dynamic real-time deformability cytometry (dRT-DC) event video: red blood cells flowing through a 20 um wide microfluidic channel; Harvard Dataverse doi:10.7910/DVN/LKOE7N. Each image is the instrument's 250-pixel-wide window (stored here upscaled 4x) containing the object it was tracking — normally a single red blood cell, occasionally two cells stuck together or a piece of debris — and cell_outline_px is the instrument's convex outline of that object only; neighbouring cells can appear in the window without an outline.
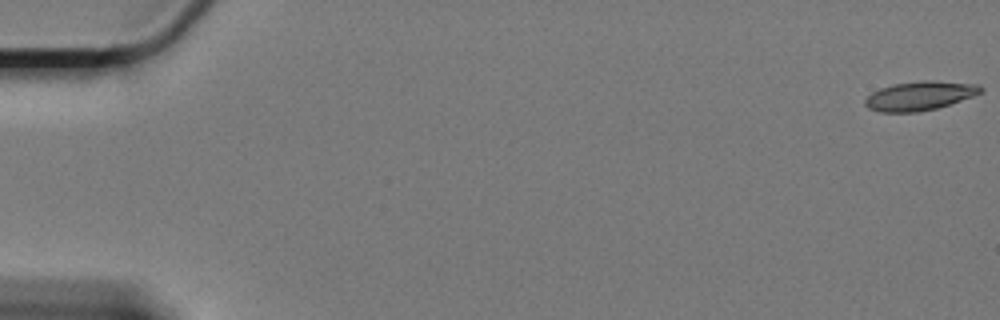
{"species": "Egyptian fruit bat (a non-hibernating species)", "species_latin": "Rousettus aegyptiacus", "temperature_condition": "cold", "stored_images_in_passage": 10, "camera_frame_rate_fps": 3000, "um_per_image_px": 0.085, "animal": {"sex": "female"}, "frame": {"image": 1, "passage_image": 1, "time_ms": 0.0, "image_size_px": [1000, 320], "cell_outline_px": [[984, 92], [936, 108], [920, 112], [880, 112], [868, 108], [864, 104], [864, 100], [872, 92], [880, 88], [896, 84], [924, 80], [932, 80], [980, 84], [984, 88]], "centroid_in_image_um": [78.2, 8.14], "position_along_channel_um": 6.8, "area_um2": 19.54}}